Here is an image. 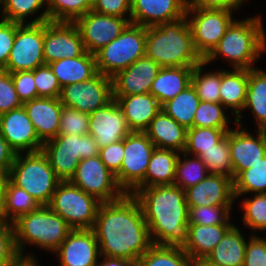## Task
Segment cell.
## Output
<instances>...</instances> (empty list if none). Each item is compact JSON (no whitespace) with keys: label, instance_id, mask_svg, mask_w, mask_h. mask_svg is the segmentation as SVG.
<instances>
[{"label":"cell","instance_id":"1","mask_svg":"<svg viewBox=\"0 0 266 266\" xmlns=\"http://www.w3.org/2000/svg\"><path fill=\"white\" fill-rule=\"evenodd\" d=\"M92 230L100 256L137 261L153 245L142 208L132 194L101 203Z\"/></svg>","mask_w":266,"mask_h":266},{"label":"cell","instance_id":"2","mask_svg":"<svg viewBox=\"0 0 266 266\" xmlns=\"http://www.w3.org/2000/svg\"><path fill=\"white\" fill-rule=\"evenodd\" d=\"M139 202L153 245L183 247L187 242L189 208L185 191L176 185L139 188Z\"/></svg>","mask_w":266,"mask_h":266},{"label":"cell","instance_id":"3","mask_svg":"<svg viewBox=\"0 0 266 266\" xmlns=\"http://www.w3.org/2000/svg\"><path fill=\"white\" fill-rule=\"evenodd\" d=\"M263 24L261 15L235 19L203 60L210 65L218 58H224L233 69L255 68L259 57L266 52V31Z\"/></svg>","mask_w":266,"mask_h":266},{"label":"cell","instance_id":"4","mask_svg":"<svg viewBox=\"0 0 266 266\" xmlns=\"http://www.w3.org/2000/svg\"><path fill=\"white\" fill-rule=\"evenodd\" d=\"M145 55L161 67H195L203 60L194 48L186 15L146 27Z\"/></svg>","mask_w":266,"mask_h":266},{"label":"cell","instance_id":"5","mask_svg":"<svg viewBox=\"0 0 266 266\" xmlns=\"http://www.w3.org/2000/svg\"><path fill=\"white\" fill-rule=\"evenodd\" d=\"M12 224L16 249L22 261H37L35 254L25 253L26 245H35L40 250L53 253L73 230L47 205H41L38 209L19 217Z\"/></svg>","mask_w":266,"mask_h":266},{"label":"cell","instance_id":"6","mask_svg":"<svg viewBox=\"0 0 266 266\" xmlns=\"http://www.w3.org/2000/svg\"><path fill=\"white\" fill-rule=\"evenodd\" d=\"M9 180L29 193L40 205H48L61 180L41 151L17 153Z\"/></svg>","mask_w":266,"mask_h":266},{"label":"cell","instance_id":"7","mask_svg":"<svg viewBox=\"0 0 266 266\" xmlns=\"http://www.w3.org/2000/svg\"><path fill=\"white\" fill-rule=\"evenodd\" d=\"M99 147L91 135H58L43 143L42 152L61 181H70L81 160L99 155Z\"/></svg>","mask_w":266,"mask_h":266},{"label":"cell","instance_id":"8","mask_svg":"<svg viewBox=\"0 0 266 266\" xmlns=\"http://www.w3.org/2000/svg\"><path fill=\"white\" fill-rule=\"evenodd\" d=\"M146 27L130 23L125 30L96 54L98 73L113 77L145 55Z\"/></svg>","mask_w":266,"mask_h":266},{"label":"cell","instance_id":"9","mask_svg":"<svg viewBox=\"0 0 266 266\" xmlns=\"http://www.w3.org/2000/svg\"><path fill=\"white\" fill-rule=\"evenodd\" d=\"M100 204L94 196L85 193L70 181H61L47 206L72 229H92Z\"/></svg>","mask_w":266,"mask_h":266},{"label":"cell","instance_id":"10","mask_svg":"<svg viewBox=\"0 0 266 266\" xmlns=\"http://www.w3.org/2000/svg\"><path fill=\"white\" fill-rule=\"evenodd\" d=\"M155 148L144 132H130L124 138L123 162L115 177L125 194L144 188V177Z\"/></svg>","mask_w":266,"mask_h":266},{"label":"cell","instance_id":"11","mask_svg":"<svg viewBox=\"0 0 266 266\" xmlns=\"http://www.w3.org/2000/svg\"><path fill=\"white\" fill-rule=\"evenodd\" d=\"M234 9L187 8L186 17L192 31L196 52L204 59L218 44L235 20Z\"/></svg>","mask_w":266,"mask_h":266},{"label":"cell","instance_id":"12","mask_svg":"<svg viewBox=\"0 0 266 266\" xmlns=\"http://www.w3.org/2000/svg\"><path fill=\"white\" fill-rule=\"evenodd\" d=\"M70 182L101 203L113 202L125 195L115 174L105 166L99 155L81 160Z\"/></svg>","mask_w":266,"mask_h":266},{"label":"cell","instance_id":"13","mask_svg":"<svg viewBox=\"0 0 266 266\" xmlns=\"http://www.w3.org/2000/svg\"><path fill=\"white\" fill-rule=\"evenodd\" d=\"M44 22L39 24L16 23V35L6 67L10 73L33 71L45 64Z\"/></svg>","mask_w":266,"mask_h":266},{"label":"cell","instance_id":"14","mask_svg":"<svg viewBox=\"0 0 266 266\" xmlns=\"http://www.w3.org/2000/svg\"><path fill=\"white\" fill-rule=\"evenodd\" d=\"M59 99L63 106L90 114L113 99L112 78L98 73L88 81L66 85Z\"/></svg>","mask_w":266,"mask_h":266},{"label":"cell","instance_id":"15","mask_svg":"<svg viewBox=\"0 0 266 266\" xmlns=\"http://www.w3.org/2000/svg\"><path fill=\"white\" fill-rule=\"evenodd\" d=\"M73 23L80 32L86 51L95 55L116 39L131 22L128 18L103 15L91 10Z\"/></svg>","mask_w":266,"mask_h":266},{"label":"cell","instance_id":"16","mask_svg":"<svg viewBox=\"0 0 266 266\" xmlns=\"http://www.w3.org/2000/svg\"><path fill=\"white\" fill-rule=\"evenodd\" d=\"M45 64L64 58L82 56L86 49L73 22H44L43 43Z\"/></svg>","mask_w":266,"mask_h":266},{"label":"cell","instance_id":"17","mask_svg":"<svg viewBox=\"0 0 266 266\" xmlns=\"http://www.w3.org/2000/svg\"><path fill=\"white\" fill-rule=\"evenodd\" d=\"M237 129L228 131V142L231 163L235 177L244 170L252 168L266 156V130H255L256 135L247 131L246 127L236 124Z\"/></svg>","mask_w":266,"mask_h":266},{"label":"cell","instance_id":"18","mask_svg":"<svg viewBox=\"0 0 266 266\" xmlns=\"http://www.w3.org/2000/svg\"><path fill=\"white\" fill-rule=\"evenodd\" d=\"M60 266H96L100 248L92 229H73L53 252Z\"/></svg>","mask_w":266,"mask_h":266},{"label":"cell","instance_id":"19","mask_svg":"<svg viewBox=\"0 0 266 266\" xmlns=\"http://www.w3.org/2000/svg\"><path fill=\"white\" fill-rule=\"evenodd\" d=\"M130 132L123 111L114 98L89 114V135L96 140L99 149L123 140Z\"/></svg>","mask_w":266,"mask_h":266},{"label":"cell","instance_id":"20","mask_svg":"<svg viewBox=\"0 0 266 266\" xmlns=\"http://www.w3.org/2000/svg\"><path fill=\"white\" fill-rule=\"evenodd\" d=\"M160 69L161 66L153 59L142 56L112 77L113 96L150 93L151 85Z\"/></svg>","mask_w":266,"mask_h":266},{"label":"cell","instance_id":"21","mask_svg":"<svg viewBox=\"0 0 266 266\" xmlns=\"http://www.w3.org/2000/svg\"><path fill=\"white\" fill-rule=\"evenodd\" d=\"M0 133L16 153L42 150L43 143L23 106L0 115Z\"/></svg>","mask_w":266,"mask_h":266},{"label":"cell","instance_id":"22","mask_svg":"<svg viewBox=\"0 0 266 266\" xmlns=\"http://www.w3.org/2000/svg\"><path fill=\"white\" fill-rule=\"evenodd\" d=\"M188 207L232 206L235 203L233 179L219 174H208L201 182L185 190Z\"/></svg>","mask_w":266,"mask_h":266},{"label":"cell","instance_id":"23","mask_svg":"<svg viewBox=\"0 0 266 266\" xmlns=\"http://www.w3.org/2000/svg\"><path fill=\"white\" fill-rule=\"evenodd\" d=\"M186 0H131L132 24L157 26L186 15Z\"/></svg>","mask_w":266,"mask_h":266},{"label":"cell","instance_id":"24","mask_svg":"<svg viewBox=\"0 0 266 266\" xmlns=\"http://www.w3.org/2000/svg\"><path fill=\"white\" fill-rule=\"evenodd\" d=\"M23 107L42 143L58 136L63 108L59 98L38 97L24 102Z\"/></svg>","mask_w":266,"mask_h":266},{"label":"cell","instance_id":"25","mask_svg":"<svg viewBox=\"0 0 266 266\" xmlns=\"http://www.w3.org/2000/svg\"><path fill=\"white\" fill-rule=\"evenodd\" d=\"M249 69H222L220 83V103L228 110L232 111V115H236L232 123L239 126L242 125V111L245 107L247 89H248Z\"/></svg>","mask_w":266,"mask_h":266},{"label":"cell","instance_id":"26","mask_svg":"<svg viewBox=\"0 0 266 266\" xmlns=\"http://www.w3.org/2000/svg\"><path fill=\"white\" fill-rule=\"evenodd\" d=\"M123 111L131 132H144L161 110L158 100L150 93L113 96Z\"/></svg>","mask_w":266,"mask_h":266},{"label":"cell","instance_id":"27","mask_svg":"<svg viewBox=\"0 0 266 266\" xmlns=\"http://www.w3.org/2000/svg\"><path fill=\"white\" fill-rule=\"evenodd\" d=\"M156 148L182 153L186 145L187 129L160 110L144 131Z\"/></svg>","mask_w":266,"mask_h":266},{"label":"cell","instance_id":"28","mask_svg":"<svg viewBox=\"0 0 266 266\" xmlns=\"http://www.w3.org/2000/svg\"><path fill=\"white\" fill-rule=\"evenodd\" d=\"M234 224H188L187 242L182 247L190 261L205 259Z\"/></svg>","mask_w":266,"mask_h":266},{"label":"cell","instance_id":"29","mask_svg":"<svg viewBox=\"0 0 266 266\" xmlns=\"http://www.w3.org/2000/svg\"><path fill=\"white\" fill-rule=\"evenodd\" d=\"M48 65L57 77L61 88L88 81L98 74L96 57L87 51L82 56L56 60Z\"/></svg>","mask_w":266,"mask_h":266},{"label":"cell","instance_id":"30","mask_svg":"<svg viewBox=\"0 0 266 266\" xmlns=\"http://www.w3.org/2000/svg\"><path fill=\"white\" fill-rule=\"evenodd\" d=\"M247 242L238 226L233 225L205 260L216 266H244Z\"/></svg>","mask_w":266,"mask_h":266},{"label":"cell","instance_id":"31","mask_svg":"<svg viewBox=\"0 0 266 266\" xmlns=\"http://www.w3.org/2000/svg\"><path fill=\"white\" fill-rule=\"evenodd\" d=\"M194 67H161L154 79L150 94L160 105L173 99L191 84V74Z\"/></svg>","mask_w":266,"mask_h":266},{"label":"cell","instance_id":"32","mask_svg":"<svg viewBox=\"0 0 266 266\" xmlns=\"http://www.w3.org/2000/svg\"><path fill=\"white\" fill-rule=\"evenodd\" d=\"M179 155L176 150L155 148L144 177V187L174 184Z\"/></svg>","mask_w":266,"mask_h":266},{"label":"cell","instance_id":"33","mask_svg":"<svg viewBox=\"0 0 266 266\" xmlns=\"http://www.w3.org/2000/svg\"><path fill=\"white\" fill-rule=\"evenodd\" d=\"M251 110L256 119L257 129L266 130V71L261 68L249 69L245 110Z\"/></svg>","mask_w":266,"mask_h":266},{"label":"cell","instance_id":"34","mask_svg":"<svg viewBox=\"0 0 266 266\" xmlns=\"http://www.w3.org/2000/svg\"><path fill=\"white\" fill-rule=\"evenodd\" d=\"M43 6L44 11L36 17ZM0 7V17L11 22L39 24L48 21L47 0H4ZM29 16H34L35 19L27 22Z\"/></svg>","mask_w":266,"mask_h":266},{"label":"cell","instance_id":"35","mask_svg":"<svg viewBox=\"0 0 266 266\" xmlns=\"http://www.w3.org/2000/svg\"><path fill=\"white\" fill-rule=\"evenodd\" d=\"M199 103L200 98L190 84L173 99L162 104L161 110L181 126L190 129L193 128V119Z\"/></svg>","mask_w":266,"mask_h":266},{"label":"cell","instance_id":"36","mask_svg":"<svg viewBox=\"0 0 266 266\" xmlns=\"http://www.w3.org/2000/svg\"><path fill=\"white\" fill-rule=\"evenodd\" d=\"M208 64L202 60L197 64L191 74V84L195 88L200 101L220 103L221 68L206 72L204 67ZM204 71V72H202Z\"/></svg>","mask_w":266,"mask_h":266},{"label":"cell","instance_id":"37","mask_svg":"<svg viewBox=\"0 0 266 266\" xmlns=\"http://www.w3.org/2000/svg\"><path fill=\"white\" fill-rule=\"evenodd\" d=\"M41 205L24 189L17 187L10 180L4 190V212L7 221L13 223L19 217L38 209Z\"/></svg>","mask_w":266,"mask_h":266},{"label":"cell","instance_id":"38","mask_svg":"<svg viewBox=\"0 0 266 266\" xmlns=\"http://www.w3.org/2000/svg\"><path fill=\"white\" fill-rule=\"evenodd\" d=\"M236 200L241 196L266 193V156L252 168L241 171L233 180Z\"/></svg>","mask_w":266,"mask_h":266},{"label":"cell","instance_id":"39","mask_svg":"<svg viewBox=\"0 0 266 266\" xmlns=\"http://www.w3.org/2000/svg\"><path fill=\"white\" fill-rule=\"evenodd\" d=\"M138 266H191V261L182 247L152 245L137 260Z\"/></svg>","mask_w":266,"mask_h":266},{"label":"cell","instance_id":"40","mask_svg":"<svg viewBox=\"0 0 266 266\" xmlns=\"http://www.w3.org/2000/svg\"><path fill=\"white\" fill-rule=\"evenodd\" d=\"M190 157L182 152L176 164L174 185L184 191L201 182L209 174L207 167L199 157Z\"/></svg>","mask_w":266,"mask_h":266},{"label":"cell","instance_id":"41","mask_svg":"<svg viewBox=\"0 0 266 266\" xmlns=\"http://www.w3.org/2000/svg\"><path fill=\"white\" fill-rule=\"evenodd\" d=\"M232 128H207L193 127L187 129L184 153L198 156L202 151H207L219 143Z\"/></svg>","mask_w":266,"mask_h":266},{"label":"cell","instance_id":"42","mask_svg":"<svg viewBox=\"0 0 266 266\" xmlns=\"http://www.w3.org/2000/svg\"><path fill=\"white\" fill-rule=\"evenodd\" d=\"M199 157L210 174L227 176L234 180V169L231 163L230 149L227 135L210 150L202 151Z\"/></svg>","mask_w":266,"mask_h":266},{"label":"cell","instance_id":"43","mask_svg":"<svg viewBox=\"0 0 266 266\" xmlns=\"http://www.w3.org/2000/svg\"><path fill=\"white\" fill-rule=\"evenodd\" d=\"M94 0H47L48 21L74 22L92 10Z\"/></svg>","mask_w":266,"mask_h":266},{"label":"cell","instance_id":"44","mask_svg":"<svg viewBox=\"0 0 266 266\" xmlns=\"http://www.w3.org/2000/svg\"><path fill=\"white\" fill-rule=\"evenodd\" d=\"M240 204L243 210L242 225L251 229L252 234L260 231L266 232V193H258L244 198Z\"/></svg>","mask_w":266,"mask_h":266},{"label":"cell","instance_id":"45","mask_svg":"<svg viewBox=\"0 0 266 266\" xmlns=\"http://www.w3.org/2000/svg\"><path fill=\"white\" fill-rule=\"evenodd\" d=\"M226 110L221 103L200 101L194 115L193 127L230 128L231 120Z\"/></svg>","mask_w":266,"mask_h":266},{"label":"cell","instance_id":"46","mask_svg":"<svg viewBox=\"0 0 266 266\" xmlns=\"http://www.w3.org/2000/svg\"><path fill=\"white\" fill-rule=\"evenodd\" d=\"M233 206H198L189 208V224L219 225L231 223V211Z\"/></svg>","mask_w":266,"mask_h":266},{"label":"cell","instance_id":"47","mask_svg":"<svg viewBox=\"0 0 266 266\" xmlns=\"http://www.w3.org/2000/svg\"><path fill=\"white\" fill-rule=\"evenodd\" d=\"M89 134V114L63 106L58 135L85 136Z\"/></svg>","mask_w":266,"mask_h":266},{"label":"cell","instance_id":"48","mask_svg":"<svg viewBox=\"0 0 266 266\" xmlns=\"http://www.w3.org/2000/svg\"><path fill=\"white\" fill-rule=\"evenodd\" d=\"M21 261L15 245L13 224L0 223V266H17Z\"/></svg>","mask_w":266,"mask_h":266},{"label":"cell","instance_id":"49","mask_svg":"<svg viewBox=\"0 0 266 266\" xmlns=\"http://www.w3.org/2000/svg\"><path fill=\"white\" fill-rule=\"evenodd\" d=\"M34 81L38 97H60L62 88L48 64L39 66L34 70Z\"/></svg>","mask_w":266,"mask_h":266},{"label":"cell","instance_id":"50","mask_svg":"<svg viewBox=\"0 0 266 266\" xmlns=\"http://www.w3.org/2000/svg\"><path fill=\"white\" fill-rule=\"evenodd\" d=\"M23 106L15 90L11 73L0 69V115Z\"/></svg>","mask_w":266,"mask_h":266},{"label":"cell","instance_id":"51","mask_svg":"<svg viewBox=\"0 0 266 266\" xmlns=\"http://www.w3.org/2000/svg\"><path fill=\"white\" fill-rule=\"evenodd\" d=\"M250 234L246 244L244 266H266V237Z\"/></svg>","mask_w":266,"mask_h":266},{"label":"cell","instance_id":"52","mask_svg":"<svg viewBox=\"0 0 266 266\" xmlns=\"http://www.w3.org/2000/svg\"><path fill=\"white\" fill-rule=\"evenodd\" d=\"M15 90L22 103L38 98L33 71L11 73Z\"/></svg>","mask_w":266,"mask_h":266},{"label":"cell","instance_id":"53","mask_svg":"<svg viewBox=\"0 0 266 266\" xmlns=\"http://www.w3.org/2000/svg\"><path fill=\"white\" fill-rule=\"evenodd\" d=\"M92 11L103 15L131 18V0H94Z\"/></svg>","mask_w":266,"mask_h":266},{"label":"cell","instance_id":"54","mask_svg":"<svg viewBox=\"0 0 266 266\" xmlns=\"http://www.w3.org/2000/svg\"><path fill=\"white\" fill-rule=\"evenodd\" d=\"M16 35V23L0 19V69L6 67L14 38Z\"/></svg>","mask_w":266,"mask_h":266},{"label":"cell","instance_id":"55","mask_svg":"<svg viewBox=\"0 0 266 266\" xmlns=\"http://www.w3.org/2000/svg\"><path fill=\"white\" fill-rule=\"evenodd\" d=\"M124 155V139L100 148L99 156L105 166L115 175L120 171Z\"/></svg>","mask_w":266,"mask_h":266},{"label":"cell","instance_id":"56","mask_svg":"<svg viewBox=\"0 0 266 266\" xmlns=\"http://www.w3.org/2000/svg\"><path fill=\"white\" fill-rule=\"evenodd\" d=\"M248 1V0H247ZM246 0H186V8L196 9H241ZM241 6V7H240Z\"/></svg>","mask_w":266,"mask_h":266},{"label":"cell","instance_id":"57","mask_svg":"<svg viewBox=\"0 0 266 266\" xmlns=\"http://www.w3.org/2000/svg\"><path fill=\"white\" fill-rule=\"evenodd\" d=\"M16 155L17 153L15 150L9 145V143L0 133V166L10 170L15 161Z\"/></svg>","mask_w":266,"mask_h":266},{"label":"cell","instance_id":"58","mask_svg":"<svg viewBox=\"0 0 266 266\" xmlns=\"http://www.w3.org/2000/svg\"><path fill=\"white\" fill-rule=\"evenodd\" d=\"M102 260H98L99 266H138L137 261L131 259L112 258L107 256H100Z\"/></svg>","mask_w":266,"mask_h":266},{"label":"cell","instance_id":"59","mask_svg":"<svg viewBox=\"0 0 266 266\" xmlns=\"http://www.w3.org/2000/svg\"><path fill=\"white\" fill-rule=\"evenodd\" d=\"M9 180V170L0 166V190H5L7 181Z\"/></svg>","mask_w":266,"mask_h":266},{"label":"cell","instance_id":"60","mask_svg":"<svg viewBox=\"0 0 266 266\" xmlns=\"http://www.w3.org/2000/svg\"><path fill=\"white\" fill-rule=\"evenodd\" d=\"M6 214L4 212V190H0V223H7Z\"/></svg>","mask_w":266,"mask_h":266},{"label":"cell","instance_id":"61","mask_svg":"<svg viewBox=\"0 0 266 266\" xmlns=\"http://www.w3.org/2000/svg\"><path fill=\"white\" fill-rule=\"evenodd\" d=\"M191 266H216V265L209 263L205 259H201V260L191 261Z\"/></svg>","mask_w":266,"mask_h":266}]
</instances>
